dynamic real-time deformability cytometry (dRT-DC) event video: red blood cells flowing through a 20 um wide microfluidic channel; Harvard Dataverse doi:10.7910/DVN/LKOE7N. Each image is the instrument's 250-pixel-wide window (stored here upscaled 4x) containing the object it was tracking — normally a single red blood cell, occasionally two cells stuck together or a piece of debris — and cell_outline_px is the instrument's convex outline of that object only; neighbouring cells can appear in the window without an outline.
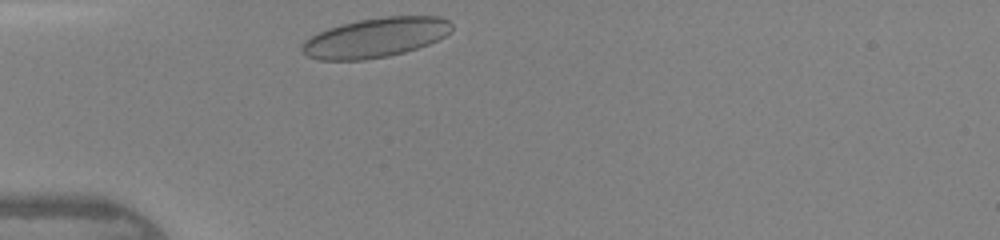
{"species": "human", "species_latin": "Homo sapiens", "temperature_condition": "warm", "stored_images_in_passage": 25, "camera_frame_rate_fps": 3000, "um_per_image_px": 0.085, "donor": {"sex": "female"}, "frame": {"image": 1, "passage_image": 1, "time_ms": 0.0, "image_size_px": [1000, 240], "cell_outline_px": [[452, 32], [428, 44], [404, 52], [388, 56], [364, 60], [320, 60], [308, 56], [300, 52], [300, 44], [304, 40], [328, 28], [340, 24], [360, 20], [384, 16], [440, 16], [448, 20], [452, 24]], "centroid_in_image_um": [31.9, 3.2], "position_along_channel_um": 53.1, "area_um2": 34.62}}
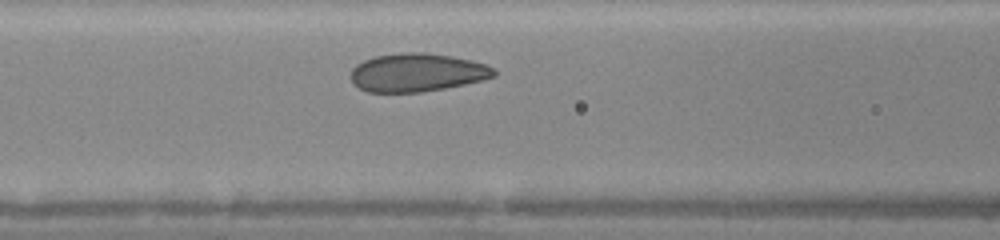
{"frame": {"image": 2, "passage_image": 7, "time_ms": 2.0, "image_size_px": [1000, 240], "cell_outline_px": [[496, 76], [484, 80], [444, 88], [420, 92], [368, 92], [360, 88], [352, 80], [352, 68], [356, 64], [364, 60], [376, 56], [404, 52], [424, 52], [452, 56], [472, 60], [484, 64], [492, 68], [496, 72]], "centroid_in_image_um": [35.47, 6.16], "position_along_channel_um": 131.1, "area_um2": 31.79}}
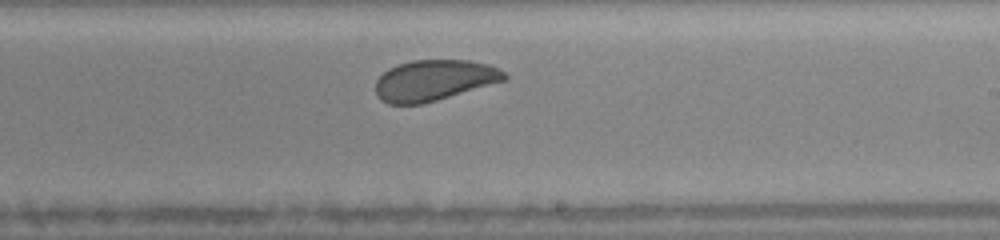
{"frame": {"image": 3, "passage_image": 15, "time_ms": 4.667, "image_size_px": [1000, 240], "cell_outline_px": [[508, 80], [436, 100], [420, 104], [388, 104], [380, 100], [376, 96], [376, 80], [388, 68], [412, 60], [468, 60], [488, 64], [504, 72], [508, 76]], "centroid_in_image_um": [36.9, 6.83], "position_along_channel_um": 252.1, "area_um2": 30.63}}